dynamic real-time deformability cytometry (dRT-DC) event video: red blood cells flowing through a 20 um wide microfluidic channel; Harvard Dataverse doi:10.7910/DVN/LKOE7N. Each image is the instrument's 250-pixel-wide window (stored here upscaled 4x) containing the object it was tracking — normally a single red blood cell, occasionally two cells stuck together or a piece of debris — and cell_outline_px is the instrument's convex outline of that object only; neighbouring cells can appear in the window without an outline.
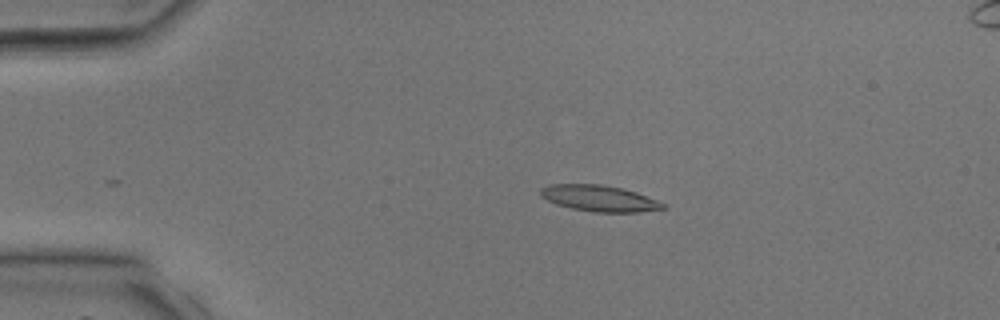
{"species": "common noctule bat (a hibernating species)", "species_latin": "Nyctalus noctula", "temperature_condition": "room temperature", "stored_images_in_passage": 35, "camera_frame_rate_fps": 3000, "um_per_image_px": 0.085, "animal": {"sex": "male", "body_mass_g": 17.9, "forearm_length_mm": 54.2}, "frame": {"image": 1, "passage_image": 7, "time_ms": 2.0, "image_size_px": [1000, 320], "cell_outline_px": [[668, 208], [640, 212], [596, 212], [572, 208], [556, 204], [540, 196], [540, 188], [548, 184], [600, 184], [624, 188], [636, 192], [656, 200], [664, 204]], "centroid_in_image_um": [50.93, 16.85], "position_along_channel_um": 34.1, "area_um2": 18.67}}
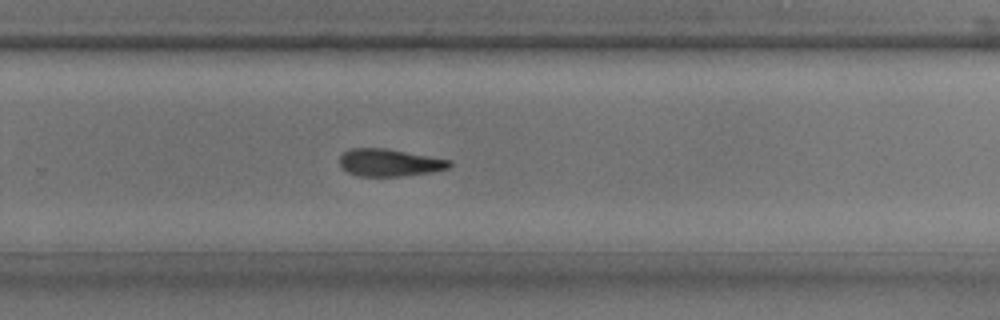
{"frame": {"image": 2, "passage_image": 25, "time_ms": 8.0, "image_size_px": [1000, 320], "cell_outline_px": [[452, 164], [448, 168], [432, 172], [400, 176], [360, 176], [348, 172], [340, 164], [340, 156], [344, 152], [352, 148], [388, 148], [452, 160]], "centroid_in_image_um": [33.14, 13.81], "position_along_channel_um": 296.7, "area_um2": 17.51}}
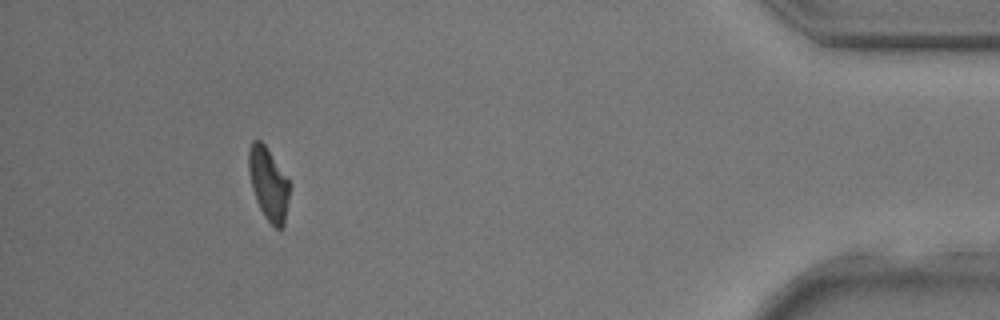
{"frame": {"image": 3, "passage_image": 35, "time_ms": 11.333, "image_size_px": [1000, 320], "cell_outline_px": [[288, 200], [284, 224], [280, 228], [276, 228], [264, 216], [256, 200], [252, 188], [248, 168], [248, 152], [252, 140], [260, 140], [264, 144], [288, 180]], "centroid_in_image_um": [22.79, 15.61], "position_along_channel_um": 412.4, "area_um2": 16.76}}